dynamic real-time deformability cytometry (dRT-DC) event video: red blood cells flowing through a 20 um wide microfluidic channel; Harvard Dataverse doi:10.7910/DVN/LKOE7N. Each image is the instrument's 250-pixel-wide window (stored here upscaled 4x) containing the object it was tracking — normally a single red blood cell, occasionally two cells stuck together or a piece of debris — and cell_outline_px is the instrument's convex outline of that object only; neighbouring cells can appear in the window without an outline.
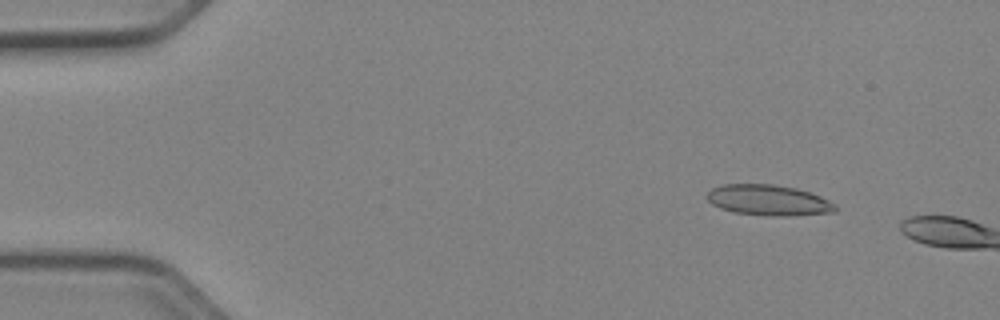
{"species": "Egyptian fruit bat (a non-hibernating species)", "species_latin": "Rousettus aegyptiacus", "temperature_condition": "cold", "stored_images_in_passage": 8, "camera_frame_rate_fps": 3000, "um_per_image_px": 0.085, "animal": {"sex": "female"}, "frame": {"image": 1, "passage_image": 6, "time_ms": 1.667, "image_size_px": [1000, 320], "cell_outline_px": [[836, 212], [788, 216], [764, 216], [732, 212], [720, 208], [712, 204], [708, 200], [708, 192], [712, 188], [724, 184], [772, 184], [796, 188], [820, 196], [836, 204]], "centroid_in_image_um": [65.32, 17.03], "position_along_channel_um": 19.7, "area_um2": 23.0}}